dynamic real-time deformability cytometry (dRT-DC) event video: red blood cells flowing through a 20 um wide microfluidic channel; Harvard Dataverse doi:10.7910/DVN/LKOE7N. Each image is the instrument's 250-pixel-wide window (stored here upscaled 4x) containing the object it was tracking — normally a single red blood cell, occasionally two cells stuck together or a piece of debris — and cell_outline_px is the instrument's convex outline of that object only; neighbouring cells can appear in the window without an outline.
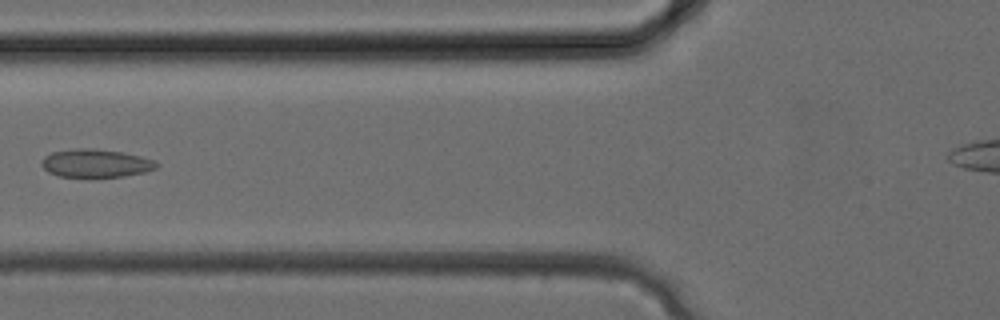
{"species": "common noctule bat (a hibernating species)", "species_latin": "Nyctalus noctula", "temperature_condition": "cold", "stored_images_in_passage": 27, "camera_frame_rate_fps": 3000, "um_per_image_px": 0.085, "animal": {"sex": "female", "body_mass_g": 24.6, "forearm_length_mm": 56.2}, "frame": {"image": 1, "passage_image": 10, "time_ms": 3.0, "image_size_px": [1000, 320], "cell_outline_px": [[160, 164], [156, 168], [144, 172], [124, 176], [60, 176], [48, 172], [40, 164], [40, 160], [44, 156], [52, 152], [76, 148], [96, 148], [124, 152], [156, 160]], "centroid_in_image_um": [8.15, 13.85], "position_along_channel_um": 117.7, "area_um2": 18.9}}
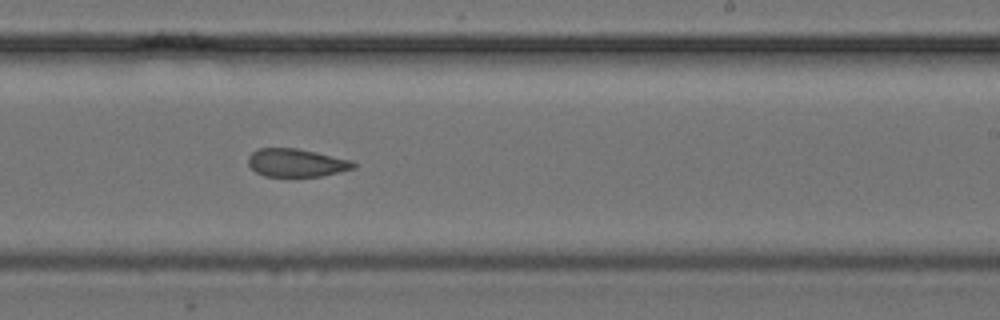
{"frame": {"image": 2, "passage_image": 17, "time_ms": 5.333, "image_size_px": [1000, 320], "cell_outline_px": [[356, 168], [320, 176], [264, 176], [256, 172], [248, 164], [248, 156], [256, 148], [296, 148], [316, 152], [352, 160], [356, 164]], "centroid_in_image_um": [25.18, 13.83], "position_along_channel_um": 263.8, "area_um2": 17.22}}
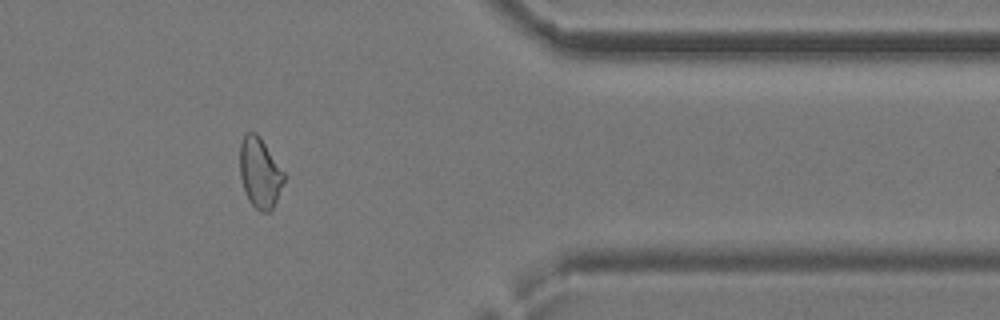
{"frame": {"image": 3, "passage_image": 24, "time_ms": 7.667, "image_size_px": [1000, 320], "cell_outline_px": [[284, 180], [276, 200], [272, 208], [268, 212], [260, 212], [248, 200], [240, 176], [240, 144], [244, 136], [248, 132], [256, 132], [260, 136], [284, 172]], "centroid_in_image_um": [22.08, 14.67], "position_along_channel_um": 389.3, "area_um2": 17.8}}